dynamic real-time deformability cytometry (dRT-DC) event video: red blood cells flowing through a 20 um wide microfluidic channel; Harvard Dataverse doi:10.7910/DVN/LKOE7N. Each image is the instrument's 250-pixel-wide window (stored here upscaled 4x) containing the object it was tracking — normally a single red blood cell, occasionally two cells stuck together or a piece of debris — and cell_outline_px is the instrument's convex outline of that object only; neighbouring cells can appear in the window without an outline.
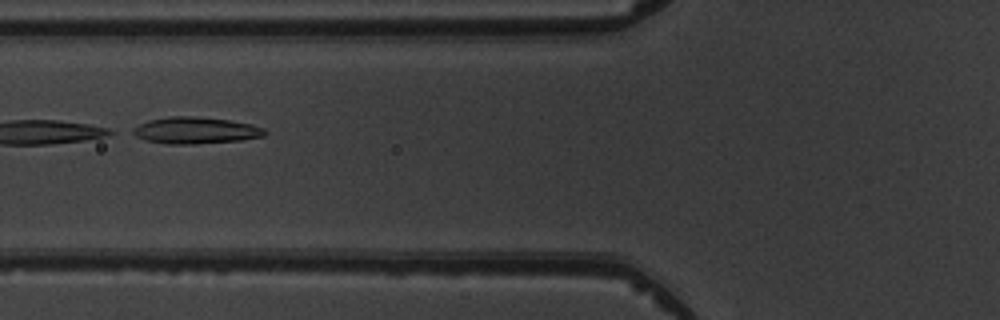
{"species": "common noctule bat (a hibernating species)", "species_latin": "Nyctalus noctula", "temperature_condition": "warm", "stored_images_in_passage": 3, "camera_frame_rate_fps": 3000, "um_per_image_px": 0.085, "animal": {"sex": "male", "body_mass_g": 19.5, "forearm_length_mm": 54.6}, "frame": {"image": 1, "passage_image": 2, "time_ms": 1.333, "image_size_px": [1000, 320], "cell_outline_px": [[268, 132], [264, 136], [240, 140], [196, 144], [168, 144], [144, 140], [128, 132], [132, 128], [148, 120], [168, 116], [192, 116], [228, 120], [252, 124], [264, 128]], "centroid_in_image_um": [16.58, 11.09], "position_along_channel_um": 109.2, "area_um2": 20.63}}